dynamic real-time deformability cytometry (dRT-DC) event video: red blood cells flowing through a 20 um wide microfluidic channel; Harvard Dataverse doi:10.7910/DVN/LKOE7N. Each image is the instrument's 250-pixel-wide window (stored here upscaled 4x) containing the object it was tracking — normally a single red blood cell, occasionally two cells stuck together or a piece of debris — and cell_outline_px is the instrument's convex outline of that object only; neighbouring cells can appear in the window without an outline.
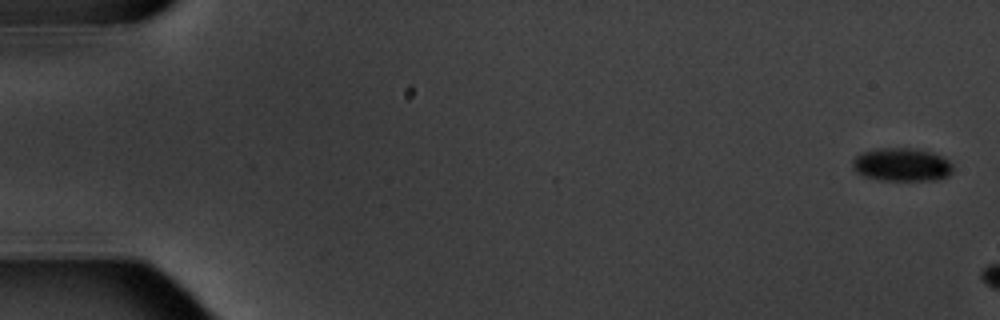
{"species": "common noctule bat (a hibernating species)", "species_latin": "Nyctalus noctula", "temperature_condition": "warm", "stored_images_in_passage": 3, "camera_frame_rate_fps": 3000, "um_per_image_px": 0.085, "animal": {"sex": "male", "body_mass_g": 20.1, "forearm_length_mm": 53.5}, "frame": {"image": 1, "passage_image": 1, "time_ms": 0.0, "image_size_px": [1000, 320], "cell_outline_px": [[952, 172], [948, 176], [940, 180], [880, 180], [864, 176], [856, 172], [852, 168], [852, 160], [860, 152], [880, 148], [916, 148], [932, 152], [944, 156], [952, 164]], "centroid_in_image_um": [76.66, 13.99], "position_along_channel_um": 8.3, "area_um2": 19.77}}